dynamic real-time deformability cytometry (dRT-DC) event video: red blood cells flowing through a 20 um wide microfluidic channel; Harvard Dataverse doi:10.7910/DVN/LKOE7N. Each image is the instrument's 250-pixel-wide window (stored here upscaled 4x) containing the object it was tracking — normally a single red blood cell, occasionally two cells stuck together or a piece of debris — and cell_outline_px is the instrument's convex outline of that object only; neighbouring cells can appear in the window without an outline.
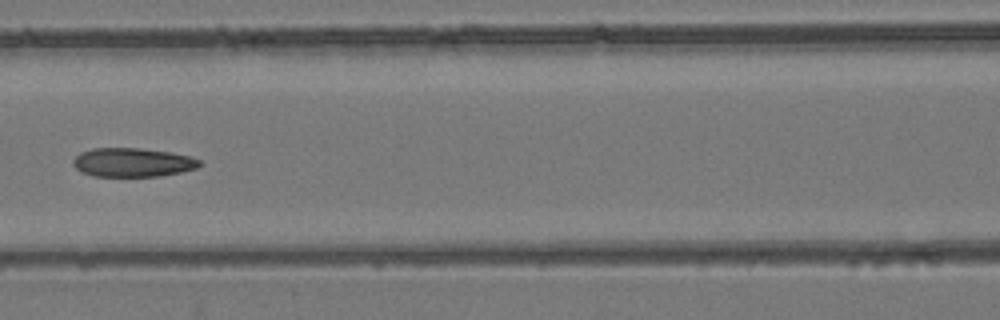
{"species": "common noctule bat (a hibernating species)", "species_latin": "Nyctalus noctula", "temperature_condition": "room temperature", "stored_images_in_passage": 6, "camera_frame_rate_fps": 3000, "um_per_image_px": 0.085, "animal": {"sex": "female", "body_mass_g": 24.6, "forearm_length_mm": 56.2}, "frame": {"image": 1, "passage_image": 5, "time_ms": 4.667, "image_size_px": [1000, 320], "cell_outline_px": [[200, 164], [196, 168], [180, 172], [160, 176], [92, 176], [80, 172], [72, 164], [72, 160], [80, 152], [92, 148], [140, 148], [172, 152], [192, 156], [200, 160]], "centroid_in_image_um": [11.25, 13.8], "position_along_channel_um": 155.4, "area_um2": 21.44}}
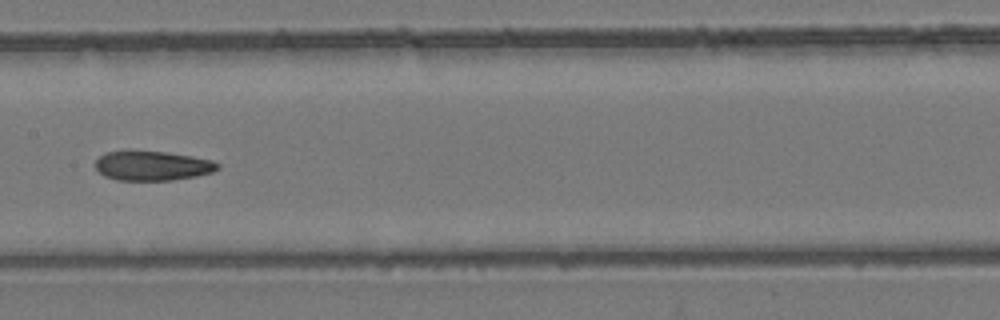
{"frame": {"image": 2, "passage_image": 6, "time_ms": 5.667, "image_size_px": [1000, 320], "cell_outline_px": [[220, 168], [212, 172], [196, 176], [172, 180], [116, 180], [104, 176], [96, 168], [96, 160], [100, 156], [108, 152], [124, 148], [128, 148], [168, 152], [192, 156], [212, 160], [220, 164]], "centroid_in_image_um": [12.93, 14.05], "position_along_channel_um": 194.5, "area_um2": 21.68}}